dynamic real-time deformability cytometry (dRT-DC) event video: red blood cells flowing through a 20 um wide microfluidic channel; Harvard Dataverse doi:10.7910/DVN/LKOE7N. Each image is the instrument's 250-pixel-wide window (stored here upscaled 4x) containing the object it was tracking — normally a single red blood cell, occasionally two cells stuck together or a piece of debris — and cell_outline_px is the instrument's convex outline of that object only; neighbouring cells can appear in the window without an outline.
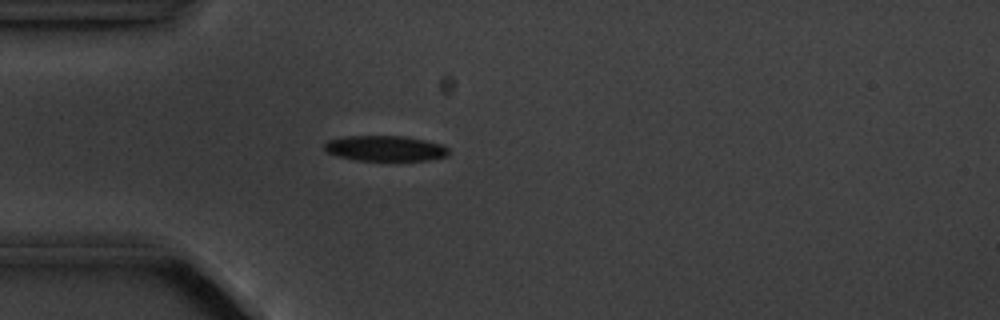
{"species": "common noctule bat (a hibernating species)", "species_latin": "Nyctalus noctula", "temperature_condition": "cold", "stored_images_in_passage": 2, "camera_frame_rate_fps": 3000, "um_per_image_px": 0.085, "animal": {"sex": "male", "body_mass_g": 20.1, "forearm_length_mm": 53.5}, "frame": {"image": 1, "passage_image": 2, "time_ms": 1.0, "image_size_px": [1000, 320], "cell_outline_px": [[448, 156], [428, 160], [356, 160], [336, 156], [328, 152], [324, 148], [324, 144], [328, 140], [348, 136], [404, 136], [424, 140], [440, 144], [448, 148]], "centroid_in_image_um": [32.73, 12.61], "position_along_channel_um": 52.3, "area_um2": 18.26}}